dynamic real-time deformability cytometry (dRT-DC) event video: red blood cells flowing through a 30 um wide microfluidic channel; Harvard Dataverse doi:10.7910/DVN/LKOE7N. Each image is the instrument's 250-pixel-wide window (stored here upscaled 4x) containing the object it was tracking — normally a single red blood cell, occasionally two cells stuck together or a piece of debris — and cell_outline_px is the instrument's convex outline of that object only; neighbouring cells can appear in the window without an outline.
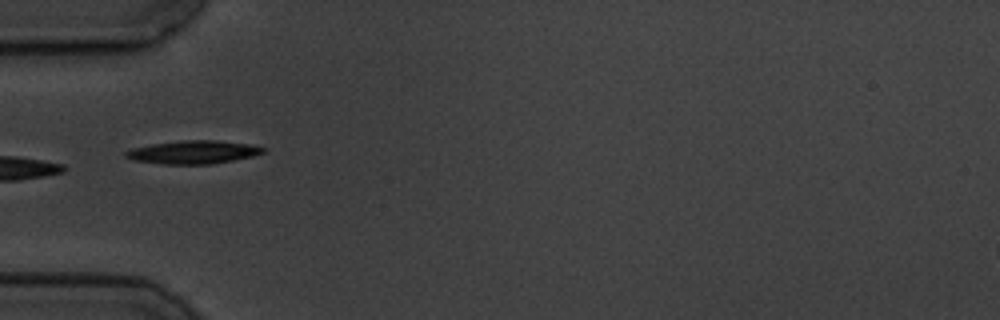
{"species": "common noctule bat (a hibernating species)", "species_latin": "Nyctalus noctula", "temperature_condition": "cold", "stored_images_in_passage": 6, "camera_frame_rate_fps": 3000, "um_per_image_px": 0.085, "animal": {"sex": "male", "body_mass_g": 19.5, "forearm_length_mm": 54.6}, "frame": {"image": 1, "passage_image": 6, "time_ms": 6.0, "image_size_px": [1000, 320], "cell_outline_px": [[264, 152], [252, 156], [212, 164], [160, 164], [132, 160], [124, 156], [124, 152], [132, 148], [152, 144], [180, 140], [212, 140], [252, 144], [264, 148]], "centroid_in_image_um": [16.38, 12.93], "position_along_channel_um": 68.6, "area_um2": 18.55}}